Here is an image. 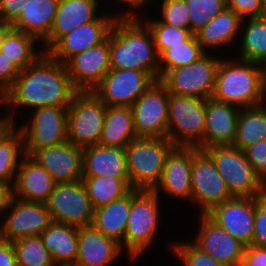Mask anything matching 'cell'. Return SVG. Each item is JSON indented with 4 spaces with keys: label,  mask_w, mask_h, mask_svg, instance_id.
Returning a JSON list of instances; mask_svg holds the SVG:
<instances>
[{
    "label": "cell",
    "mask_w": 266,
    "mask_h": 266,
    "mask_svg": "<svg viewBox=\"0 0 266 266\" xmlns=\"http://www.w3.org/2000/svg\"><path fill=\"white\" fill-rule=\"evenodd\" d=\"M77 92L66 65L43 52L20 71L13 86L0 99V104H8L5 109L8 114L12 105L32 109L45 106L68 108Z\"/></svg>",
    "instance_id": "obj_1"
},
{
    "label": "cell",
    "mask_w": 266,
    "mask_h": 266,
    "mask_svg": "<svg viewBox=\"0 0 266 266\" xmlns=\"http://www.w3.org/2000/svg\"><path fill=\"white\" fill-rule=\"evenodd\" d=\"M110 66L145 71L159 80V55L152 33L131 11L117 17L110 30Z\"/></svg>",
    "instance_id": "obj_2"
},
{
    "label": "cell",
    "mask_w": 266,
    "mask_h": 266,
    "mask_svg": "<svg viewBox=\"0 0 266 266\" xmlns=\"http://www.w3.org/2000/svg\"><path fill=\"white\" fill-rule=\"evenodd\" d=\"M175 145L167 137H138L126 147V166L132 189L153 191L165 160Z\"/></svg>",
    "instance_id": "obj_3"
},
{
    "label": "cell",
    "mask_w": 266,
    "mask_h": 266,
    "mask_svg": "<svg viewBox=\"0 0 266 266\" xmlns=\"http://www.w3.org/2000/svg\"><path fill=\"white\" fill-rule=\"evenodd\" d=\"M261 64L241 60L220 61L212 98L240 108L258 106Z\"/></svg>",
    "instance_id": "obj_4"
},
{
    "label": "cell",
    "mask_w": 266,
    "mask_h": 266,
    "mask_svg": "<svg viewBox=\"0 0 266 266\" xmlns=\"http://www.w3.org/2000/svg\"><path fill=\"white\" fill-rule=\"evenodd\" d=\"M205 100L169 93L167 138L175 146L204 150Z\"/></svg>",
    "instance_id": "obj_5"
},
{
    "label": "cell",
    "mask_w": 266,
    "mask_h": 266,
    "mask_svg": "<svg viewBox=\"0 0 266 266\" xmlns=\"http://www.w3.org/2000/svg\"><path fill=\"white\" fill-rule=\"evenodd\" d=\"M204 151L212 158L232 197H260L266 193V186L255 174L243 150L225 145Z\"/></svg>",
    "instance_id": "obj_6"
},
{
    "label": "cell",
    "mask_w": 266,
    "mask_h": 266,
    "mask_svg": "<svg viewBox=\"0 0 266 266\" xmlns=\"http://www.w3.org/2000/svg\"><path fill=\"white\" fill-rule=\"evenodd\" d=\"M158 200L159 195L154 191L131 190V208L123 243L133 260L152 243L159 222Z\"/></svg>",
    "instance_id": "obj_7"
},
{
    "label": "cell",
    "mask_w": 266,
    "mask_h": 266,
    "mask_svg": "<svg viewBox=\"0 0 266 266\" xmlns=\"http://www.w3.org/2000/svg\"><path fill=\"white\" fill-rule=\"evenodd\" d=\"M106 108L92 91H78L67 110L68 141L81 148L99 144Z\"/></svg>",
    "instance_id": "obj_8"
},
{
    "label": "cell",
    "mask_w": 266,
    "mask_h": 266,
    "mask_svg": "<svg viewBox=\"0 0 266 266\" xmlns=\"http://www.w3.org/2000/svg\"><path fill=\"white\" fill-rule=\"evenodd\" d=\"M221 59L205 54L188 66L166 72L159 81L169 93L193 96L203 100L212 98L215 89L217 67Z\"/></svg>",
    "instance_id": "obj_9"
},
{
    "label": "cell",
    "mask_w": 266,
    "mask_h": 266,
    "mask_svg": "<svg viewBox=\"0 0 266 266\" xmlns=\"http://www.w3.org/2000/svg\"><path fill=\"white\" fill-rule=\"evenodd\" d=\"M33 118L20 128L24 154L32 156L37 150L68 140L66 107L45 106L33 109Z\"/></svg>",
    "instance_id": "obj_10"
},
{
    "label": "cell",
    "mask_w": 266,
    "mask_h": 266,
    "mask_svg": "<svg viewBox=\"0 0 266 266\" xmlns=\"http://www.w3.org/2000/svg\"><path fill=\"white\" fill-rule=\"evenodd\" d=\"M45 204L53 222L77 227L92 225L95 209L82 180L57 183Z\"/></svg>",
    "instance_id": "obj_11"
},
{
    "label": "cell",
    "mask_w": 266,
    "mask_h": 266,
    "mask_svg": "<svg viewBox=\"0 0 266 266\" xmlns=\"http://www.w3.org/2000/svg\"><path fill=\"white\" fill-rule=\"evenodd\" d=\"M155 81L145 71L110 69L92 92L106 106H132Z\"/></svg>",
    "instance_id": "obj_12"
},
{
    "label": "cell",
    "mask_w": 266,
    "mask_h": 266,
    "mask_svg": "<svg viewBox=\"0 0 266 266\" xmlns=\"http://www.w3.org/2000/svg\"><path fill=\"white\" fill-rule=\"evenodd\" d=\"M168 99L166 87L156 80L131 106L137 137H167Z\"/></svg>",
    "instance_id": "obj_13"
},
{
    "label": "cell",
    "mask_w": 266,
    "mask_h": 266,
    "mask_svg": "<svg viewBox=\"0 0 266 266\" xmlns=\"http://www.w3.org/2000/svg\"><path fill=\"white\" fill-rule=\"evenodd\" d=\"M191 180V199L201 205L202 214L232 198L212 158L197 147H192Z\"/></svg>",
    "instance_id": "obj_14"
},
{
    "label": "cell",
    "mask_w": 266,
    "mask_h": 266,
    "mask_svg": "<svg viewBox=\"0 0 266 266\" xmlns=\"http://www.w3.org/2000/svg\"><path fill=\"white\" fill-rule=\"evenodd\" d=\"M8 208L11 212L0 225V238L12 243L41 235L53 222L45 203L26 202L13 196Z\"/></svg>",
    "instance_id": "obj_15"
},
{
    "label": "cell",
    "mask_w": 266,
    "mask_h": 266,
    "mask_svg": "<svg viewBox=\"0 0 266 266\" xmlns=\"http://www.w3.org/2000/svg\"><path fill=\"white\" fill-rule=\"evenodd\" d=\"M206 215L245 246L252 244L255 197H232L214 206Z\"/></svg>",
    "instance_id": "obj_16"
},
{
    "label": "cell",
    "mask_w": 266,
    "mask_h": 266,
    "mask_svg": "<svg viewBox=\"0 0 266 266\" xmlns=\"http://www.w3.org/2000/svg\"><path fill=\"white\" fill-rule=\"evenodd\" d=\"M65 65L78 91H92L111 69L110 33L104 42L73 56Z\"/></svg>",
    "instance_id": "obj_17"
},
{
    "label": "cell",
    "mask_w": 266,
    "mask_h": 266,
    "mask_svg": "<svg viewBox=\"0 0 266 266\" xmlns=\"http://www.w3.org/2000/svg\"><path fill=\"white\" fill-rule=\"evenodd\" d=\"M117 18L100 16L96 21L78 26L61 37L47 53L66 64L73 56L104 42Z\"/></svg>",
    "instance_id": "obj_18"
},
{
    "label": "cell",
    "mask_w": 266,
    "mask_h": 266,
    "mask_svg": "<svg viewBox=\"0 0 266 266\" xmlns=\"http://www.w3.org/2000/svg\"><path fill=\"white\" fill-rule=\"evenodd\" d=\"M31 157L54 178L56 183H71L83 177V148L68 140L37 150Z\"/></svg>",
    "instance_id": "obj_19"
},
{
    "label": "cell",
    "mask_w": 266,
    "mask_h": 266,
    "mask_svg": "<svg viewBox=\"0 0 266 266\" xmlns=\"http://www.w3.org/2000/svg\"><path fill=\"white\" fill-rule=\"evenodd\" d=\"M201 216L199 234L193 243L226 266H241L246 246L220 228L206 214Z\"/></svg>",
    "instance_id": "obj_20"
},
{
    "label": "cell",
    "mask_w": 266,
    "mask_h": 266,
    "mask_svg": "<svg viewBox=\"0 0 266 266\" xmlns=\"http://www.w3.org/2000/svg\"><path fill=\"white\" fill-rule=\"evenodd\" d=\"M240 109L213 98L205 100L204 150L214 146L233 145Z\"/></svg>",
    "instance_id": "obj_21"
},
{
    "label": "cell",
    "mask_w": 266,
    "mask_h": 266,
    "mask_svg": "<svg viewBox=\"0 0 266 266\" xmlns=\"http://www.w3.org/2000/svg\"><path fill=\"white\" fill-rule=\"evenodd\" d=\"M22 156L12 187L13 196L26 202L46 203L57 183L31 156Z\"/></svg>",
    "instance_id": "obj_22"
},
{
    "label": "cell",
    "mask_w": 266,
    "mask_h": 266,
    "mask_svg": "<svg viewBox=\"0 0 266 266\" xmlns=\"http://www.w3.org/2000/svg\"><path fill=\"white\" fill-rule=\"evenodd\" d=\"M192 147L175 146L167 155L162 178L153 190L157 195L159 189L167 194L180 197H192Z\"/></svg>",
    "instance_id": "obj_23"
},
{
    "label": "cell",
    "mask_w": 266,
    "mask_h": 266,
    "mask_svg": "<svg viewBox=\"0 0 266 266\" xmlns=\"http://www.w3.org/2000/svg\"><path fill=\"white\" fill-rule=\"evenodd\" d=\"M121 244L93 225L78 227L77 266H107L120 255Z\"/></svg>",
    "instance_id": "obj_24"
},
{
    "label": "cell",
    "mask_w": 266,
    "mask_h": 266,
    "mask_svg": "<svg viewBox=\"0 0 266 266\" xmlns=\"http://www.w3.org/2000/svg\"><path fill=\"white\" fill-rule=\"evenodd\" d=\"M97 6V0H59L53 26L43 43L45 52L73 29L96 21L100 17L96 16Z\"/></svg>",
    "instance_id": "obj_25"
},
{
    "label": "cell",
    "mask_w": 266,
    "mask_h": 266,
    "mask_svg": "<svg viewBox=\"0 0 266 266\" xmlns=\"http://www.w3.org/2000/svg\"><path fill=\"white\" fill-rule=\"evenodd\" d=\"M83 176L129 178L126 166V150L100 144L83 148Z\"/></svg>",
    "instance_id": "obj_26"
},
{
    "label": "cell",
    "mask_w": 266,
    "mask_h": 266,
    "mask_svg": "<svg viewBox=\"0 0 266 266\" xmlns=\"http://www.w3.org/2000/svg\"><path fill=\"white\" fill-rule=\"evenodd\" d=\"M58 3L59 0H26L25 10L10 27L44 42L53 26Z\"/></svg>",
    "instance_id": "obj_27"
},
{
    "label": "cell",
    "mask_w": 266,
    "mask_h": 266,
    "mask_svg": "<svg viewBox=\"0 0 266 266\" xmlns=\"http://www.w3.org/2000/svg\"><path fill=\"white\" fill-rule=\"evenodd\" d=\"M40 236L55 265L75 264L78 256L77 226L52 222Z\"/></svg>",
    "instance_id": "obj_28"
},
{
    "label": "cell",
    "mask_w": 266,
    "mask_h": 266,
    "mask_svg": "<svg viewBox=\"0 0 266 266\" xmlns=\"http://www.w3.org/2000/svg\"><path fill=\"white\" fill-rule=\"evenodd\" d=\"M136 138L131 106H107L99 144L125 148Z\"/></svg>",
    "instance_id": "obj_29"
},
{
    "label": "cell",
    "mask_w": 266,
    "mask_h": 266,
    "mask_svg": "<svg viewBox=\"0 0 266 266\" xmlns=\"http://www.w3.org/2000/svg\"><path fill=\"white\" fill-rule=\"evenodd\" d=\"M131 208V191L113 202L94 210L92 225L106 237L122 245Z\"/></svg>",
    "instance_id": "obj_30"
},
{
    "label": "cell",
    "mask_w": 266,
    "mask_h": 266,
    "mask_svg": "<svg viewBox=\"0 0 266 266\" xmlns=\"http://www.w3.org/2000/svg\"><path fill=\"white\" fill-rule=\"evenodd\" d=\"M244 20L232 9L226 7L196 33L203 49L222 46L233 41Z\"/></svg>",
    "instance_id": "obj_31"
},
{
    "label": "cell",
    "mask_w": 266,
    "mask_h": 266,
    "mask_svg": "<svg viewBox=\"0 0 266 266\" xmlns=\"http://www.w3.org/2000/svg\"><path fill=\"white\" fill-rule=\"evenodd\" d=\"M81 180L94 209L107 205L132 190L129 178L83 176Z\"/></svg>",
    "instance_id": "obj_32"
},
{
    "label": "cell",
    "mask_w": 266,
    "mask_h": 266,
    "mask_svg": "<svg viewBox=\"0 0 266 266\" xmlns=\"http://www.w3.org/2000/svg\"><path fill=\"white\" fill-rule=\"evenodd\" d=\"M266 139V110L259 106L241 108L233 145L244 150Z\"/></svg>",
    "instance_id": "obj_33"
},
{
    "label": "cell",
    "mask_w": 266,
    "mask_h": 266,
    "mask_svg": "<svg viewBox=\"0 0 266 266\" xmlns=\"http://www.w3.org/2000/svg\"><path fill=\"white\" fill-rule=\"evenodd\" d=\"M35 41L33 36L10 27L3 35L0 52L21 71L42 54L35 52Z\"/></svg>",
    "instance_id": "obj_34"
},
{
    "label": "cell",
    "mask_w": 266,
    "mask_h": 266,
    "mask_svg": "<svg viewBox=\"0 0 266 266\" xmlns=\"http://www.w3.org/2000/svg\"><path fill=\"white\" fill-rule=\"evenodd\" d=\"M15 128L13 124L0 137V181L12 187L20 164L19 155L24 154L22 132Z\"/></svg>",
    "instance_id": "obj_35"
},
{
    "label": "cell",
    "mask_w": 266,
    "mask_h": 266,
    "mask_svg": "<svg viewBox=\"0 0 266 266\" xmlns=\"http://www.w3.org/2000/svg\"><path fill=\"white\" fill-rule=\"evenodd\" d=\"M206 53V50L198 42L196 34H192L186 41L165 49L159 55V79L169 70L191 65Z\"/></svg>",
    "instance_id": "obj_36"
},
{
    "label": "cell",
    "mask_w": 266,
    "mask_h": 266,
    "mask_svg": "<svg viewBox=\"0 0 266 266\" xmlns=\"http://www.w3.org/2000/svg\"><path fill=\"white\" fill-rule=\"evenodd\" d=\"M242 37L240 59L266 63V16L248 18Z\"/></svg>",
    "instance_id": "obj_37"
},
{
    "label": "cell",
    "mask_w": 266,
    "mask_h": 266,
    "mask_svg": "<svg viewBox=\"0 0 266 266\" xmlns=\"http://www.w3.org/2000/svg\"><path fill=\"white\" fill-rule=\"evenodd\" d=\"M17 266H55L40 235L13 242Z\"/></svg>",
    "instance_id": "obj_38"
},
{
    "label": "cell",
    "mask_w": 266,
    "mask_h": 266,
    "mask_svg": "<svg viewBox=\"0 0 266 266\" xmlns=\"http://www.w3.org/2000/svg\"><path fill=\"white\" fill-rule=\"evenodd\" d=\"M145 22L152 33L158 55L165 49L186 41L193 34L190 29L170 26L158 19Z\"/></svg>",
    "instance_id": "obj_39"
},
{
    "label": "cell",
    "mask_w": 266,
    "mask_h": 266,
    "mask_svg": "<svg viewBox=\"0 0 266 266\" xmlns=\"http://www.w3.org/2000/svg\"><path fill=\"white\" fill-rule=\"evenodd\" d=\"M190 9V30L196 34L210 20L226 9V0H185Z\"/></svg>",
    "instance_id": "obj_40"
},
{
    "label": "cell",
    "mask_w": 266,
    "mask_h": 266,
    "mask_svg": "<svg viewBox=\"0 0 266 266\" xmlns=\"http://www.w3.org/2000/svg\"><path fill=\"white\" fill-rule=\"evenodd\" d=\"M162 23L181 29H190V9L185 0H163Z\"/></svg>",
    "instance_id": "obj_41"
},
{
    "label": "cell",
    "mask_w": 266,
    "mask_h": 266,
    "mask_svg": "<svg viewBox=\"0 0 266 266\" xmlns=\"http://www.w3.org/2000/svg\"><path fill=\"white\" fill-rule=\"evenodd\" d=\"M174 251L184 266H226L198 248L193 241L174 245Z\"/></svg>",
    "instance_id": "obj_42"
},
{
    "label": "cell",
    "mask_w": 266,
    "mask_h": 266,
    "mask_svg": "<svg viewBox=\"0 0 266 266\" xmlns=\"http://www.w3.org/2000/svg\"><path fill=\"white\" fill-rule=\"evenodd\" d=\"M243 151L255 174L266 186V139L248 146Z\"/></svg>",
    "instance_id": "obj_43"
},
{
    "label": "cell",
    "mask_w": 266,
    "mask_h": 266,
    "mask_svg": "<svg viewBox=\"0 0 266 266\" xmlns=\"http://www.w3.org/2000/svg\"><path fill=\"white\" fill-rule=\"evenodd\" d=\"M252 244L266 247V193L255 197V221Z\"/></svg>",
    "instance_id": "obj_44"
},
{
    "label": "cell",
    "mask_w": 266,
    "mask_h": 266,
    "mask_svg": "<svg viewBox=\"0 0 266 266\" xmlns=\"http://www.w3.org/2000/svg\"><path fill=\"white\" fill-rule=\"evenodd\" d=\"M226 5L242 19L266 16V0H226Z\"/></svg>",
    "instance_id": "obj_45"
},
{
    "label": "cell",
    "mask_w": 266,
    "mask_h": 266,
    "mask_svg": "<svg viewBox=\"0 0 266 266\" xmlns=\"http://www.w3.org/2000/svg\"><path fill=\"white\" fill-rule=\"evenodd\" d=\"M20 70L0 52V99L13 86Z\"/></svg>",
    "instance_id": "obj_46"
},
{
    "label": "cell",
    "mask_w": 266,
    "mask_h": 266,
    "mask_svg": "<svg viewBox=\"0 0 266 266\" xmlns=\"http://www.w3.org/2000/svg\"><path fill=\"white\" fill-rule=\"evenodd\" d=\"M26 0H0V17L5 25L11 26L25 10Z\"/></svg>",
    "instance_id": "obj_47"
},
{
    "label": "cell",
    "mask_w": 266,
    "mask_h": 266,
    "mask_svg": "<svg viewBox=\"0 0 266 266\" xmlns=\"http://www.w3.org/2000/svg\"><path fill=\"white\" fill-rule=\"evenodd\" d=\"M241 266H266V247L246 246Z\"/></svg>",
    "instance_id": "obj_48"
},
{
    "label": "cell",
    "mask_w": 266,
    "mask_h": 266,
    "mask_svg": "<svg viewBox=\"0 0 266 266\" xmlns=\"http://www.w3.org/2000/svg\"><path fill=\"white\" fill-rule=\"evenodd\" d=\"M0 266H17L13 243L0 238Z\"/></svg>",
    "instance_id": "obj_49"
},
{
    "label": "cell",
    "mask_w": 266,
    "mask_h": 266,
    "mask_svg": "<svg viewBox=\"0 0 266 266\" xmlns=\"http://www.w3.org/2000/svg\"><path fill=\"white\" fill-rule=\"evenodd\" d=\"M12 197V186L0 181V212L8 209Z\"/></svg>",
    "instance_id": "obj_50"
},
{
    "label": "cell",
    "mask_w": 266,
    "mask_h": 266,
    "mask_svg": "<svg viewBox=\"0 0 266 266\" xmlns=\"http://www.w3.org/2000/svg\"><path fill=\"white\" fill-rule=\"evenodd\" d=\"M260 70V94L258 100V106L266 110V63L261 64ZM263 67V68H262Z\"/></svg>",
    "instance_id": "obj_51"
},
{
    "label": "cell",
    "mask_w": 266,
    "mask_h": 266,
    "mask_svg": "<svg viewBox=\"0 0 266 266\" xmlns=\"http://www.w3.org/2000/svg\"><path fill=\"white\" fill-rule=\"evenodd\" d=\"M7 116L4 118H0V137L15 123L14 118L11 115L14 114H6Z\"/></svg>",
    "instance_id": "obj_52"
},
{
    "label": "cell",
    "mask_w": 266,
    "mask_h": 266,
    "mask_svg": "<svg viewBox=\"0 0 266 266\" xmlns=\"http://www.w3.org/2000/svg\"><path fill=\"white\" fill-rule=\"evenodd\" d=\"M122 1L123 3H127L129 6L134 7V8H139L141 5L146 3V0H119Z\"/></svg>",
    "instance_id": "obj_53"
},
{
    "label": "cell",
    "mask_w": 266,
    "mask_h": 266,
    "mask_svg": "<svg viewBox=\"0 0 266 266\" xmlns=\"http://www.w3.org/2000/svg\"><path fill=\"white\" fill-rule=\"evenodd\" d=\"M10 28L9 25H4L1 29H0V47L2 45V39H3V35L4 33Z\"/></svg>",
    "instance_id": "obj_54"
},
{
    "label": "cell",
    "mask_w": 266,
    "mask_h": 266,
    "mask_svg": "<svg viewBox=\"0 0 266 266\" xmlns=\"http://www.w3.org/2000/svg\"><path fill=\"white\" fill-rule=\"evenodd\" d=\"M57 266V265H55ZM58 266H77L76 264H62V265H58Z\"/></svg>",
    "instance_id": "obj_55"
},
{
    "label": "cell",
    "mask_w": 266,
    "mask_h": 266,
    "mask_svg": "<svg viewBox=\"0 0 266 266\" xmlns=\"http://www.w3.org/2000/svg\"><path fill=\"white\" fill-rule=\"evenodd\" d=\"M5 24L3 23L1 17H0V29L4 26Z\"/></svg>",
    "instance_id": "obj_56"
}]
</instances>
